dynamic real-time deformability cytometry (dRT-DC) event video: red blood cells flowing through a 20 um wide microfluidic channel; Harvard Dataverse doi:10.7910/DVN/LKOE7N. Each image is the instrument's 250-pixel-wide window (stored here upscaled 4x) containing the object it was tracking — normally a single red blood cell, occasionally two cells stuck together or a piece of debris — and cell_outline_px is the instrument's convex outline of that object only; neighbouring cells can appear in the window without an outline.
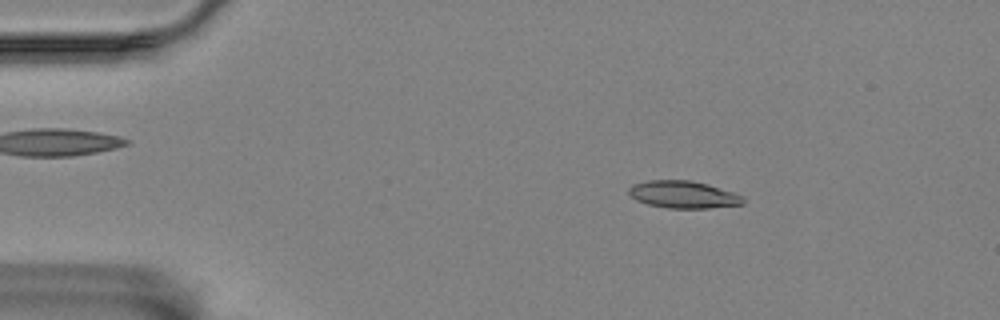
{"species": "Egyptian fruit bat (a non-hibernating species)", "species_latin": "Rousettus aegyptiacus", "temperature_condition": "room temperature", "stored_images_in_passage": 55, "camera_frame_rate_fps": 3000, "um_per_image_px": 0.085, "animal": {"sex": "female"}, "frame": {"image": 1, "passage_image": 7, "time_ms": 2.0, "image_size_px": [1000, 320], "cell_outline_px": [[744, 204], [708, 208], [668, 208], [648, 204], [636, 200], [628, 192], [628, 188], [632, 184], [648, 180], [692, 180], [708, 184], [732, 192], [740, 196], [744, 200]], "centroid_in_image_um": [58.04, 16.53], "position_along_channel_um": 27.0, "area_um2": 18.09}}
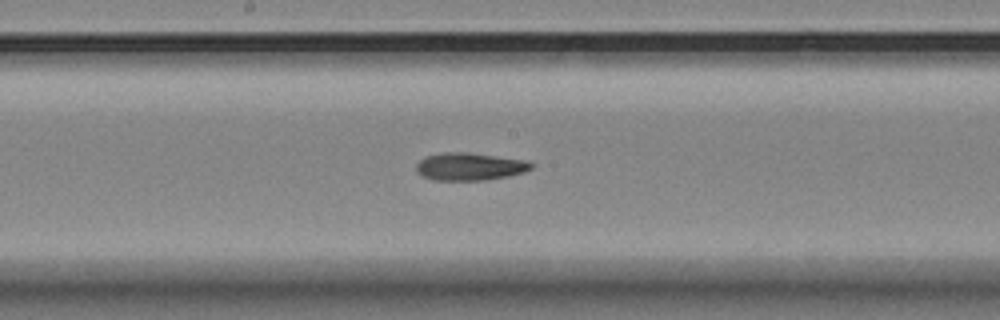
{"frame": {"image": 2, "passage_image": 28, "time_ms": 9.0, "image_size_px": [1000, 320], "cell_outline_px": [[532, 168], [524, 172], [508, 176], [484, 180], [432, 180], [420, 176], [416, 172], [416, 164], [424, 156], [440, 152], [468, 152], [528, 160], [532, 164]], "centroid_in_image_um": [39.88, 14.15], "position_along_channel_um": 208.3, "area_um2": 18.79}}
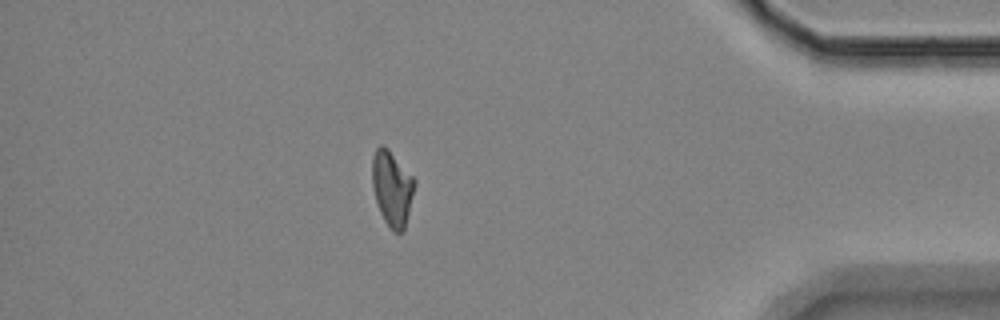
{"frame": {"image": 3, "passage_image": 48, "time_ms": 15.667, "image_size_px": [1000, 320], "cell_outline_px": [[416, 184], [404, 232], [392, 232], [384, 220], [380, 212], [376, 200], [372, 184], [372, 156], [376, 148], [380, 144], [384, 144], [388, 148], [416, 180]], "centroid_in_image_um": [33.33, 16.0], "position_along_channel_um": 401.9, "area_um2": 18.79}, "authors_computed_cell_mechanics": {"area_um2": 18.496, "velocity_mm_per_s": 3.4712, "shape_relaxation_time_tau1_ms": 10.5501, "shape_relaxation_time_tau2_ms": 9.5016, "deformation_change_tau1": 0.231, "deformation_change_tau2": 0.1943}}